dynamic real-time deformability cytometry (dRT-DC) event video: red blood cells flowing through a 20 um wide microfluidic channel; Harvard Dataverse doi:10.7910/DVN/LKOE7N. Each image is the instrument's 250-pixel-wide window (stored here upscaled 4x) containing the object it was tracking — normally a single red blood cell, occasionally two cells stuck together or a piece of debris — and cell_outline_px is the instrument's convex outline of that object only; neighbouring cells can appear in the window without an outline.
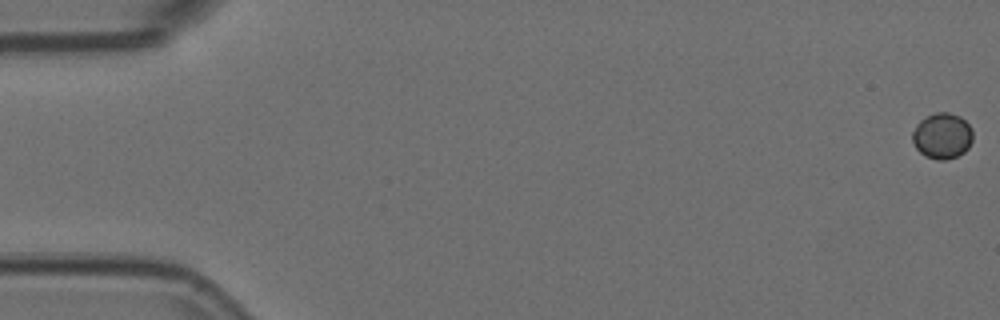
{"species": "Egyptian fruit bat (a non-hibernating species)", "species_latin": "Rousettus aegyptiacus", "temperature_condition": "room temperature", "stored_images_in_passage": 55, "camera_frame_rate_fps": 3000, "um_per_image_px": 0.085, "animal": {"sex": "female"}, "frame": {"image": 1, "passage_image": 1, "time_ms": 0.0, "image_size_px": [1000, 320], "cell_outline_px": [[972, 140], [968, 148], [964, 152], [956, 156], [944, 160], [936, 160], [924, 156], [916, 148], [912, 140], [912, 132], [916, 124], [924, 116], [936, 112], [948, 112], [960, 116], [972, 128]], "centroid_in_image_um": [80.07, 11.54], "position_along_channel_um": 4.9, "area_um2": 16.3}}
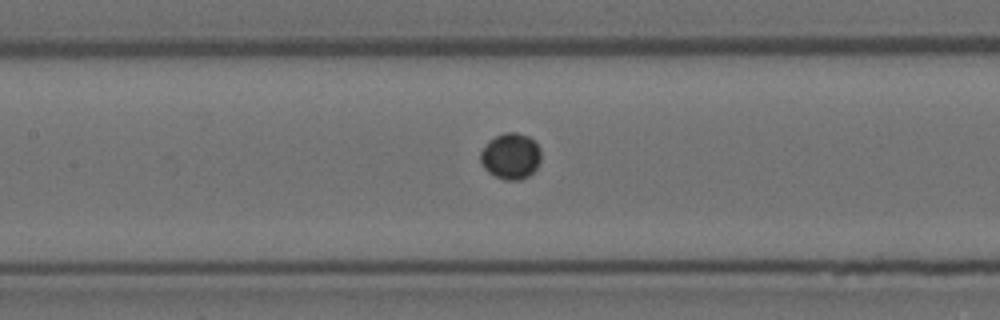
{"frame": {"image": 2, "passage_image": 26, "time_ms": 8.333, "image_size_px": [1000, 320], "cell_outline_px": [[540, 160], [536, 168], [528, 176], [520, 180], [504, 180], [488, 172], [484, 168], [480, 160], [480, 152], [488, 140], [504, 132], [516, 132], [528, 136], [540, 148]], "centroid_in_image_um": [43.39, 13.27], "position_along_channel_um": 164.0, "area_um2": 16.24}}
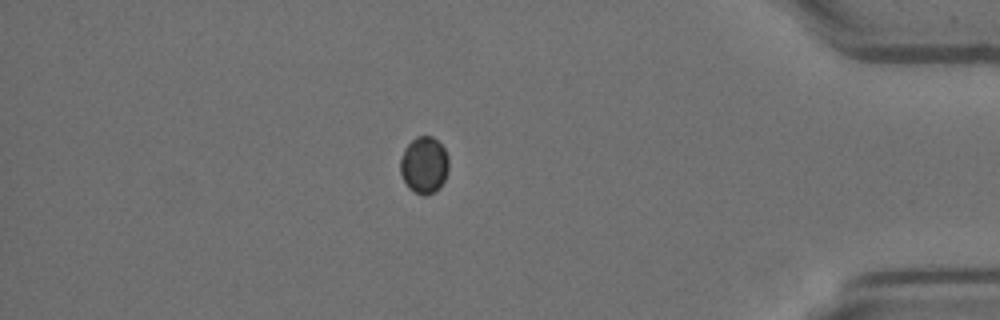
{"frame": {"image": 3, "passage_image": 48, "time_ms": 15.667, "image_size_px": [1000, 320], "cell_outline_px": [[448, 172], [440, 188], [424, 196], [408, 188], [400, 172], [400, 160], [404, 148], [416, 136], [432, 136], [444, 148], [448, 156]], "centroid_in_image_um": [36.05, 14.02], "position_along_channel_um": 399.2, "area_um2": 16.01}}